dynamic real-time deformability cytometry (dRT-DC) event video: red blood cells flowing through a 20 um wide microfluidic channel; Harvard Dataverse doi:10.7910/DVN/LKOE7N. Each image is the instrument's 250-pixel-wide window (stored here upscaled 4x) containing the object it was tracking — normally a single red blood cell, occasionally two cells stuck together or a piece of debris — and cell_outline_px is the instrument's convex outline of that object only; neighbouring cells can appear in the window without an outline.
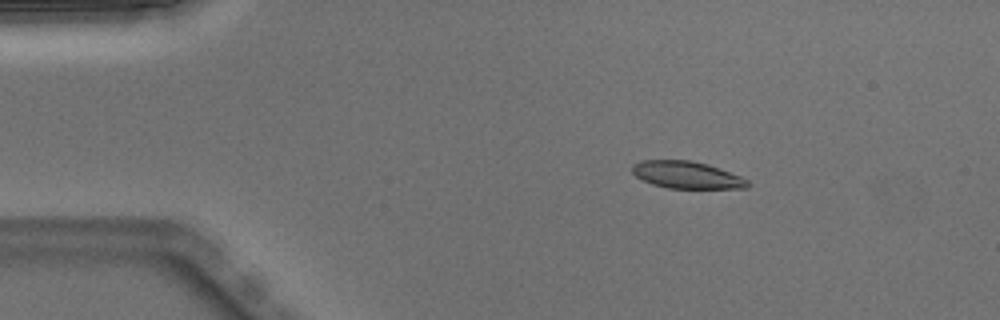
{"species": "Egyptian fruit bat (a non-hibernating species)", "species_latin": "Rousettus aegyptiacus", "temperature_condition": "warm", "stored_images_in_passage": 3, "camera_frame_rate_fps": 3000, "um_per_image_px": 0.085, "animal": {"sex": "male"}, "frame": {"image": 1, "passage_image": 2, "time_ms": 0.333, "image_size_px": [1000, 320], "cell_outline_px": [[748, 188], [668, 188], [652, 184], [636, 176], [632, 172], [632, 164], [640, 160], [688, 160], [708, 164], [720, 168], [740, 176], [748, 180]], "centroid_in_image_um": [58.35, 14.86], "position_along_channel_um": 26.6, "area_um2": 18.21}}